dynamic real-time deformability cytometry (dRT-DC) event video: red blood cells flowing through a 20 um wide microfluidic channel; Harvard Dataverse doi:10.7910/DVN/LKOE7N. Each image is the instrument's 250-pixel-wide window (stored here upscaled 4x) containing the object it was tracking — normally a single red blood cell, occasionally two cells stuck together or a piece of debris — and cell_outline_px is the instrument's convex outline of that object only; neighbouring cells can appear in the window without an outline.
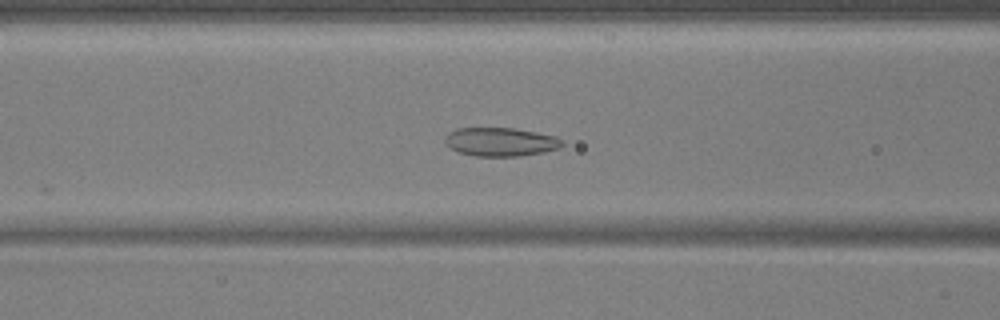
{"species": "common noctule bat (a hibernating species)", "species_latin": "Nyctalus noctula", "temperature_condition": "warm", "stored_images_in_passage": 33, "camera_frame_rate_fps": 3000, "um_per_image_px": 0.085, "animal": {"sex": "male", "body_mass_g": 17.9, "forearm_length_mm": 54.2}, "frame": {"image": 1, "passage_image": 11, "time_ms": 3.333, "image_size_px": [1000, 320], "cell_outline_px": [[564, 144], [560, 148], [544, 152], [520, 156], [476, 156], [460, 152], [452, 148], [444, 140], [444, 136], [448, 132], [456, 128], [516, 128], [556, 136], [564, 140]], "centroid_in_image_um": [42.59, 12.05], "position_along_channel_um": 124.0, "area_um2": 19.65}}
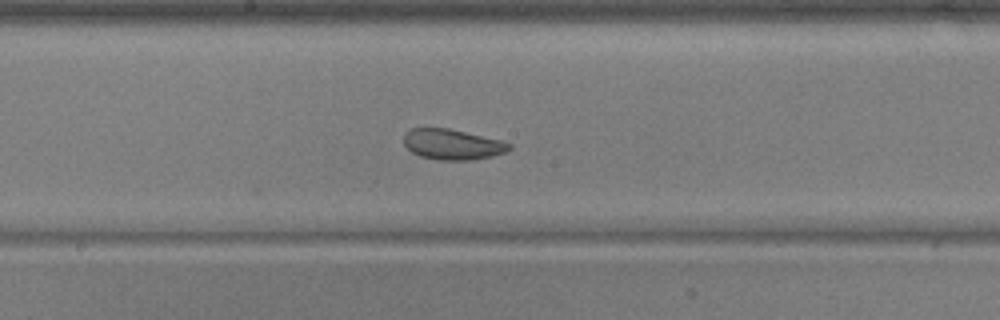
{"frame": {"image": 2, "passage_image": 18, "time_ms": 5.667, "image_size_px": [1000, 320], "cell_outline_px": [[512, 148], [504, 152], [492, 156], [472, 160], [436, 160], [420, 156], [412, 152], [404, 144], [404, 132], [412, 128], [448, 128], [500, 140], [512, 144]], "centroid_in_image_um": [38.43, 12.27], "position_along_channel_um": 209.8, "area_um2": 18.73}}
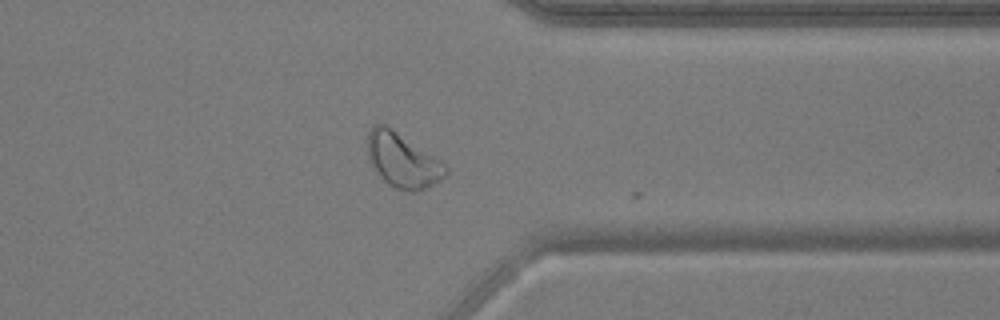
{"frame": {"image": 3, "passage_image": 32, "time_ms": 10.333, "image_size_px": [1000, 320], "cell_outline_px": [[448, 172], [440, 180], [416, 192], [408, 192], [396, 188], [388, 184], [376, 172], [368, 156], [368, 132], [372, 124], [384, 124], [392, 128], [448, 164]], "centroid_in_image_um": [34.24, 13.62], "position_along_channel_um": 377.2, "area_um2": 24.85}, "authors_computed_cell_mechanics": {"area_um2": 19.3052, "velocity_mm_per_s": 3.6802, "shape_relaxation_time_tau1_ms": null, "shape_relaxation_time_tau2_ms": 2.4582, "deformation_change_tau1": null, "deformation_change_tau2": 0.0811}}